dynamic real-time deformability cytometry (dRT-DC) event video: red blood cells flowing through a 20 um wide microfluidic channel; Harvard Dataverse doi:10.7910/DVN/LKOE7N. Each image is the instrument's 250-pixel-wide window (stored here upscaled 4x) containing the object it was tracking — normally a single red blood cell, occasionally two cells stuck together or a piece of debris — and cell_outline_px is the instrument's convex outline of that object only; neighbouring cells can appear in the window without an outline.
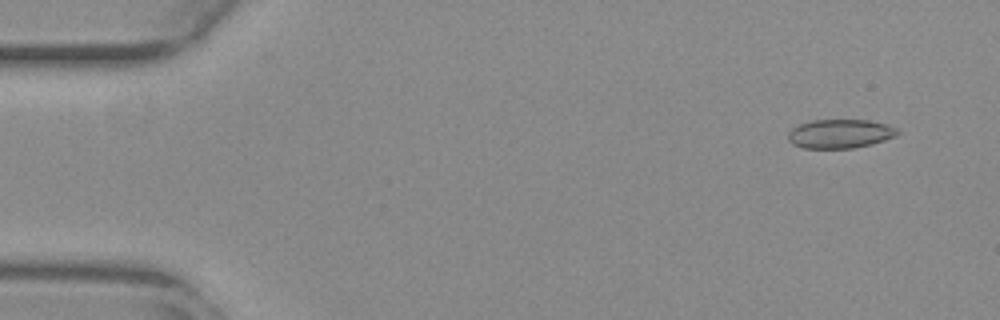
{"species": "common noctule bat (a hibernating species)", "species_latin": "Nyctalus noctula", "temperature_condition": "warm", "stored_images_in_passage": 54, "camera_frame_rate_fps": 3000, "um_per_image_px": 0.085, "animal": {"sex": "female", "body_mass_g": 29.2, "forearm_length_mm": 56.3}, "frame": {"image": 1, "passage_image": 4, "time_ms": 1.0, "image_size_px": [1000, 320], "cell_outline_px": [[900, 132], [896, 136], [872, 144], [852, 148], [804, 148], [792, 144], [788, 140], [788, 132], [792, 128], [800, 124], [812, 120], [868, 120], [884, 124], [896, 128]], "centroid_in_image_um": [71.38, 11.37], "position_along_channel_um": 13.6, "area_um2": 18.38}}
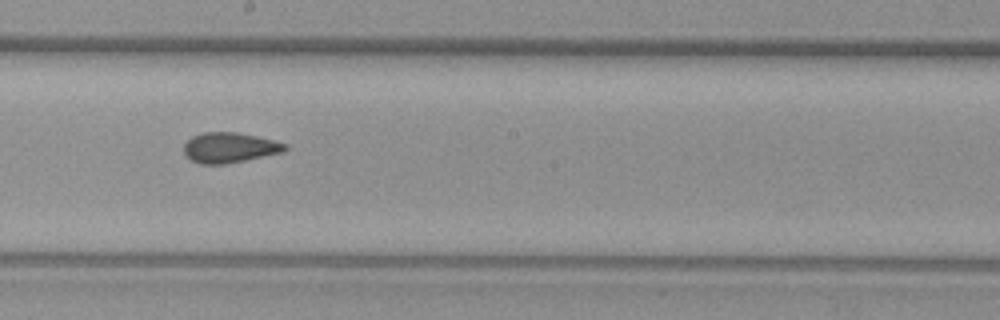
{"frame": {"image": 2, "passage_image": 30, "time_ms": 9.667, "image_size_px": [1000, 320], "cell_outline_px": [[288, 148], [284, 152], [224, 164], [200, 164], [184, 156], [184, 144], [192, 136], [204, 132], [236, 132], [256, 136], [288, 144]], "centroid_in_image_um": [19.5, 12.55], "position_along_channel_um": 228.7, "area_um2": 17.8}}
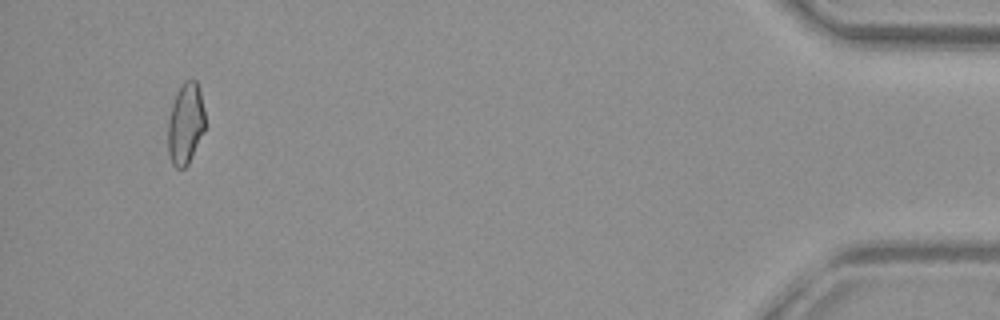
{"frame": {"image": 3, "passage_image": 51, "time_ms": 16.667, "image_size_px": [1000, 320], "cell_outline_px": [[204, 128], [192, 156], [188, 164], [184, 168], [176, 168], [172, 164], [168, 152], [168, 120], [172, 104], [176, 92], [184, 80], [196, 80], [200, 92], [204, 108]], "centroid_in_image_um": [15.75, 10.5], "position_along_channel_um": 419.5, "area_um2": 17.46}, "authors_computed_cell_mechanics": {"area_um2": 18.1492, "velocity_mm_per_s": 3.8713, "shape_relaxation_time_tau1_ms": null, "shape_relaxation_time_tau2_ms": 1.6115, "deformation_change_tau1": null, "deformation_change_tau2": 0.0807}}